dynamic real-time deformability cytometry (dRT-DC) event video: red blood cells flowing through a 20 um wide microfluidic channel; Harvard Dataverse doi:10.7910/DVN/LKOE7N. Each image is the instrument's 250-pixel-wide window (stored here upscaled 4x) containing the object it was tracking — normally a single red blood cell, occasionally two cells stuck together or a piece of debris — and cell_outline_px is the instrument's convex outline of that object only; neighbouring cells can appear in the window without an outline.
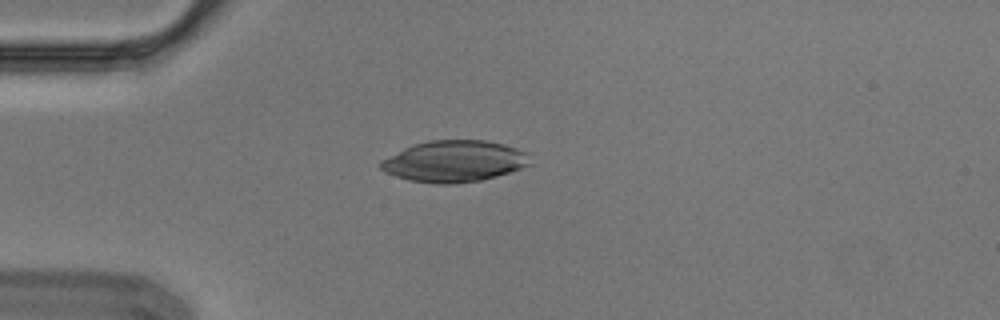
{"species": "Egyptian fruit bat (a non-hibernating species)", "species_latin": "Rousettus aegyptiacus", "temperature_condition": "cold", "stored_images_in_passage": 5, "camera_frame_rate_fps": 3000, "um_per_image_px": 0.085, "animal": {"sex": "male"}, "frame": {"image": 1, "passage_image": 4, "time_ms": 1.0, "image_size_px": [1000, 320], "cell_outline_px": [[532, 164], [496, 176], [480, 180], [452, 184], [436, 184], [408, 180], [384, 172], [380, 168], [380, 160], [404, 148], [428, 140], [484, 140], [504, 144], [516, 148], [524, 152]], "centroid_in_image_um": [38.57, 13.71], "position_along_channel_um": 46.4, "area_um2": 35.84}}